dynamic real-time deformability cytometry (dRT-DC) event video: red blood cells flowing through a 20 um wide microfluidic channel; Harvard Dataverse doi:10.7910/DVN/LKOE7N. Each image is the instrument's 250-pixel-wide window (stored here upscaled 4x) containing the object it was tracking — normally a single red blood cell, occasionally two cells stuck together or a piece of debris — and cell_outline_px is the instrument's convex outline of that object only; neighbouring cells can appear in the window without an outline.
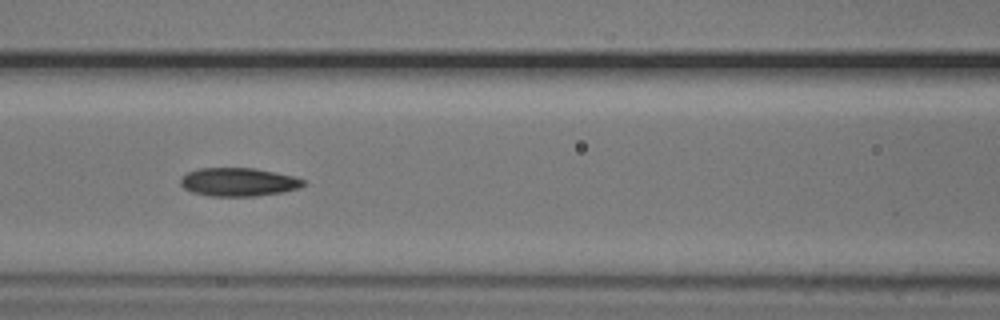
{"species": "common noctule bat (a hibernating species)", "species_latin": "Nyctalus noctula", "temperature_condition": "cold", "stored_images_in_passage": 35, "camera_frame_rate_fps": 3000, "um_per_image_px": 0.085, "animal": {"sex": "male", "body_mass_g": 20.5, "forearm_length_mm": 52.5}, "frame": {"image": 1, "passage_image": 11, "time_ms": 3.333, "image_size_px": [1000, 320], "cell_outline_px": [[308, 184], [300, 188], [280, 192], [256, 196], [212, 196], [192, 192], [184, 188], [180, 184], [180, 180], [188, 172], [196, 168], [256, 168], [296, 176], [304, 180]], "centroid_in_image_um": [20.31, 15.46], "position_along_channel_um": 146.3, "area_um2": 20.46}, "authors_computed_cell_mechanics": {"area_um2": 20.1722, "velocity_mm_per_s": 3.7729, "shape_relaxation_time_tau1_ms": 4.5252, "shape_relaxation_time_tau2_ms": 5.622, "deformation_change_tau1": 0.1198, "deformation_change_tau2": 0.1396}}